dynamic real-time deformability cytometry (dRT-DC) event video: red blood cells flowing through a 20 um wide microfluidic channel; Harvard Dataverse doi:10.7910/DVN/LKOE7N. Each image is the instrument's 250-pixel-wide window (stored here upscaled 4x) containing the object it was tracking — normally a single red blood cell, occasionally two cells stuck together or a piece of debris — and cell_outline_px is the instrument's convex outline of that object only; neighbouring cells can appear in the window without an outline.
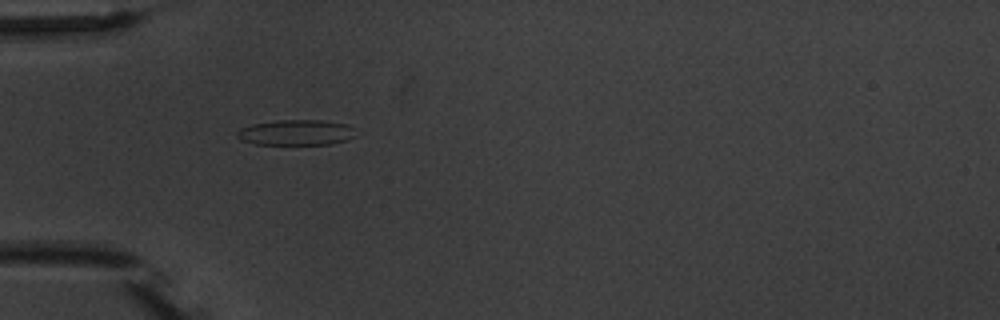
{"species": "common noctule bat (a hibernating species)", "species_latin": "Nyctalus noctula", "temperature_condition": "warm", "stored_images_in_passage": 10, "camera_frame_rate_fps": 3000, "um_per_image_px": 0.085, "animal": {"sex": "male", "body_mass_g": 20.1, "forearm_length_mm": 53.5}, "frame": {"image": 1, "passage_image": 5, "time_ms": 5.667, "image_size_px": [1000, 320], "cell_outline_px": [[356, 136], [348, 140], [332, 144], [256, 144], [244, 140], [236, 136], [236, 132], [240, 128], [252, 124], [280, 120], [320, 120], [348, 124], [352, 128]], "centroid_in_image_um": [25.2, 11.26], "position_along_channel_um": 59.8, "area_um2": 17.57}}
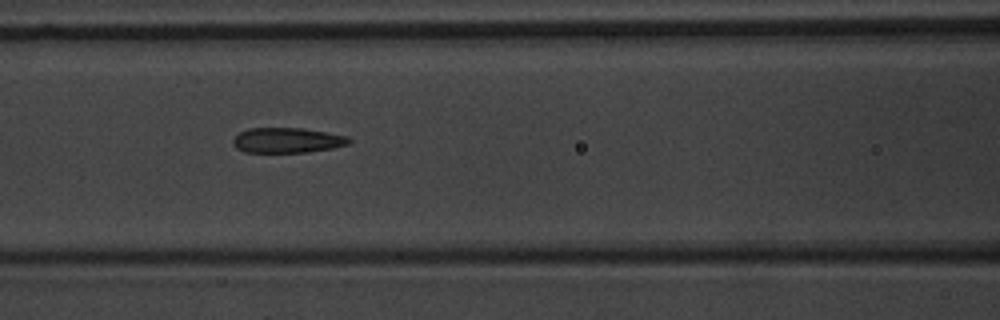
{"frame": {"image": 2, "passage_image": 7, "time_ms": 8.0, "image_size_px": [1000, 320], "cell_outline_px": [[352, 140], [348, 144], [332, 148], [308, 152], [244, 152], [236, 148], [232, 144], [232, 140], [240, 132], [248, 128], [304, 128], [348, 136]], "centroid_in_image_um": [24.41, 11.92], "position_along_channel_um": 142.2, "area_um2": 17.05}}
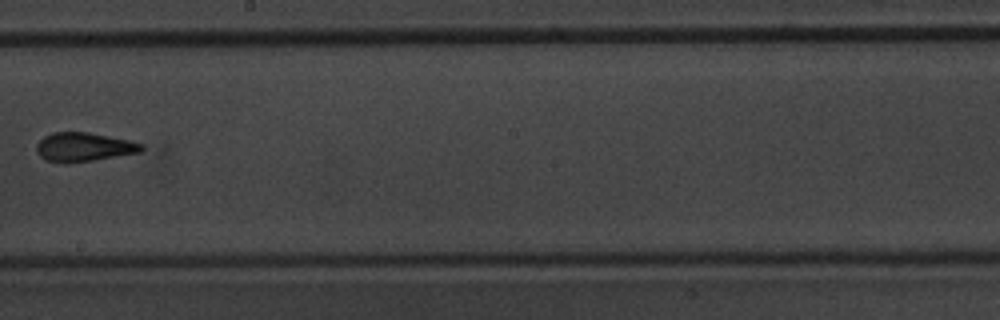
{"frame": {"image": 3, "passage_image": 9, "time_ms": 10.667, "image_size_px": [1000, 320], "cell_outline_px": [[144, 148], [140, 152], [68, 164], [44, 160], [36, 152], [36, 144], [44, 136], [52, 132], [88, 132], [132, 140], [144, 144]], "centroid_in_image_um": [7.11, 12.49], "position_along_channel_um": 241.1, "area_um2": 17.92}}